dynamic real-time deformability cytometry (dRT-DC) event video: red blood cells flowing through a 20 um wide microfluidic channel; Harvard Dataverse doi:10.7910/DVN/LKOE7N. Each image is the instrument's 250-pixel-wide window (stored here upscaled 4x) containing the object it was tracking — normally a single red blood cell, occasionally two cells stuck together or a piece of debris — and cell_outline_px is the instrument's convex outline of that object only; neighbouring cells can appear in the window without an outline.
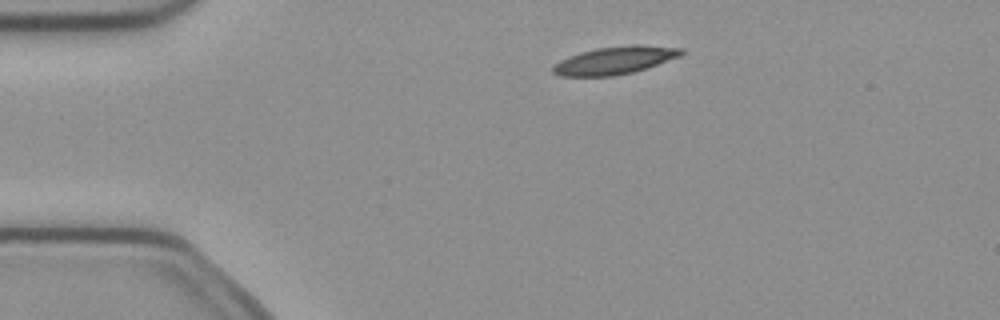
{"species": "common noctule bat (a hibernating species)", "species_latin": "Nyctalus noctula", "temperature_condition": "cold", "stored_images_in_passage": 3, "camera_frame_rate_fps": 3000, "um_per_image_px": 0.085, "animal": {"sex": "female", "body_mass_g": 21.9}, "frame": {"image": 1, "passage_image": 2, "time_ms": 0.333, "image_size_px": [1000, 320], "cell_outline_px": [[684, 52], [680, 56], [632, 72], [612, 76], [560, 76], [552, 72], [552, 68], [560, 60], [568, 56], [580, 52], [596, 48], [632, 44], [636, 44], [684, 48]], "centroid_in_image_um": [52.24, 5.11], "position_along_channel_um": 32.8, "area_um2": 20.58}}